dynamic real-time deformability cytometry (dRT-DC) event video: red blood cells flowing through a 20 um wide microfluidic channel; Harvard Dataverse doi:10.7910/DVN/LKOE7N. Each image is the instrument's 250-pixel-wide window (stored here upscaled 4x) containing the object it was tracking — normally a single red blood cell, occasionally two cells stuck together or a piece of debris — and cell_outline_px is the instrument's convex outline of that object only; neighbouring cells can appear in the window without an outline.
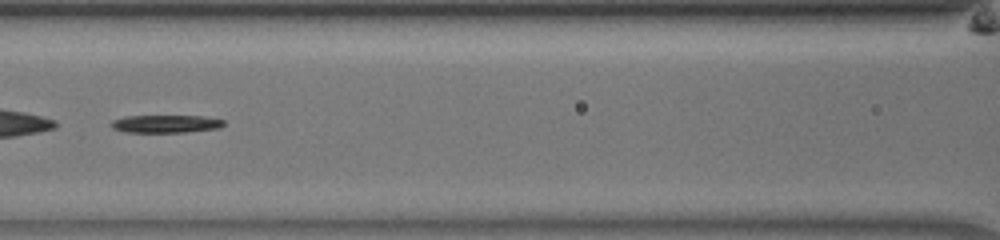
{"species": "common noctule bat (a hibernating species)", "species_latin": "Nyctalus noctula", "temperature_condition": "room temperature", "stored_images_in_passage": 52, "segment_of_instrument_passage": [2, 2], "camera_frame_rate_fps": 3000, "um_per_image_px": 0.085, "animal": {"sex": "male", "body_mass_g": 13.0, "forearm_length_mm": 53.1}, "frame": {"image": 1, "passage_image": 27, "time_ms": 8.667, "image_size_px": [1000, 240], "cell_outline_px": [[224, 124], [220, 128], [184, 132], [124, 132], [112, 128], [112, 120], [124, 116], [204, 116], [224, 120]], "centroid_in_image_um": [14.09, 10.52], "position_along_channel_um": 152.5, "area_um2": 11.62}}